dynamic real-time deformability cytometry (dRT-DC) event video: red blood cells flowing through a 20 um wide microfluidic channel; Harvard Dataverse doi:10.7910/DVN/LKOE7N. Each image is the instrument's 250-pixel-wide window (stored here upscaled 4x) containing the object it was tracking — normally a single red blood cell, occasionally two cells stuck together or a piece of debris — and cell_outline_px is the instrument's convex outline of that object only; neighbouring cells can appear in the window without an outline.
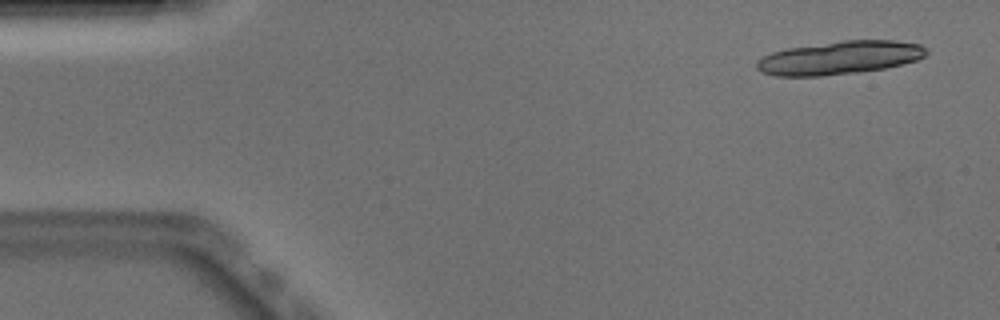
{"species": "Egyptian fruit bat (a non-hibernating species)", "species_latin": "Rousettus aegyptiacus", "temperature_condition": "warm", "stored_images_in_passage": 35, "segment_of_instrument_passage": [1, 2], "camera_frame_rate_fps": 3000, "um_per_image_px": 0.085, "animal": {"sex": "male"}, "frame": {"image": 1, "passage_image": 1, "time_ms": 0.0, "image_size_px": [1000, 320], "cell_outline_px": [[928, 52], [924, 56], [916, 60], [884, 68], [860, 72], [820, 76], [776, 76], [760, 72], [756, 68], [756, 60], [772, 52], [788, 48], [840, 40], [896, 40], [920, 44], [928, 48]], "centroid_in_image_um": [71.36, 4.9], "position_along_channel_um": 13.6, "area_um2": 33.06}}